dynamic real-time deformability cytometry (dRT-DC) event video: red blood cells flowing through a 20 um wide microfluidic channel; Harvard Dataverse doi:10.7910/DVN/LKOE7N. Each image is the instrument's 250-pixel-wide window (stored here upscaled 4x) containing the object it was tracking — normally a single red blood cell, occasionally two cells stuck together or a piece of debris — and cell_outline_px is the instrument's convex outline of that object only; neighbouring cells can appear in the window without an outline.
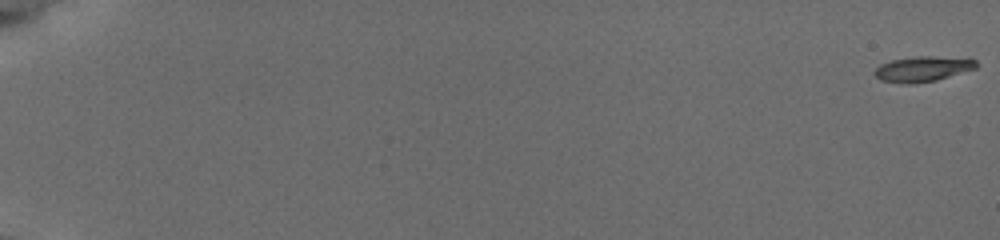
{"species": "common noctule bat (a hibernating species)", "species_latin": "Nyctalus noctula", "temperature_condition": "cold", "stored_images_in_passage": 11, "camera_frame_rate_fps": 3000, "um_per_image_px": 0.085, "animal": {"sex": "female", "body_mass_g": 19.5, "forearm_length_mm": 54.1}, "frame": {"image": 1, "passage_image": 1, "time_ms": 0.0, "image_size_px": [1000, 240], "cell_outline_px": [[976, 68], [936, 80], [880, 80], [872, 72], [880, 64], [892, 60], [912, 56], [932, 56], [976, 60]], "centroid_in_image_um": [78.43, 5.8], "position_along_channel_um": 6.6, "area_um2": 13.93}}